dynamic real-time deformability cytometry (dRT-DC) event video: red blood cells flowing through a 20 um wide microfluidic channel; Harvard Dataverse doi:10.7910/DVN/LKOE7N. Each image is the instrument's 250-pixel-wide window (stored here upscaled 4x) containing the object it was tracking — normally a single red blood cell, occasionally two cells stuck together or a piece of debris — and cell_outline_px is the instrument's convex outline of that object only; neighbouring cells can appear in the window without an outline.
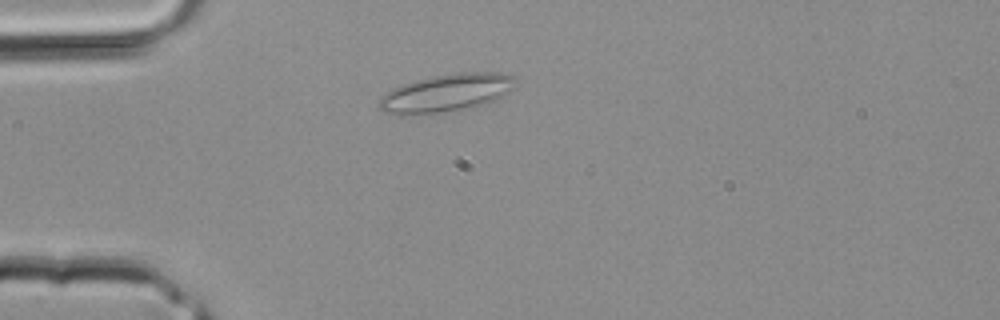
{"species": "common noctule bat (a hibernating species)", "species_latin": "Nyctalus noctula", "temperature_condition": "room temperature", "stored_images_in_passage": 1, "camera_frame_rate_fps": 3000, "um_per_image_px": 0.085, "animal": {"sex": "male", "body_mass_g": 20.4}, "frame": {"image": 1, "passage_image": 1, "time_ms": 0.0, "image_size_px": [1000, 320], "cell_outline_px": [[516, 80], [512, 88], [508, 92], [496, 100], [476, 108], [404, 116], [396, 116], [380, 112], [380, 96], [392, 88], [400, 84], [416, 80], [436, 76], [460, 72], [500, 72], [516, 76]], "centroid_in_image_um": [37.91, 7.92], "position_along_channel_um": 47.1, "area_um2": 30.63}}